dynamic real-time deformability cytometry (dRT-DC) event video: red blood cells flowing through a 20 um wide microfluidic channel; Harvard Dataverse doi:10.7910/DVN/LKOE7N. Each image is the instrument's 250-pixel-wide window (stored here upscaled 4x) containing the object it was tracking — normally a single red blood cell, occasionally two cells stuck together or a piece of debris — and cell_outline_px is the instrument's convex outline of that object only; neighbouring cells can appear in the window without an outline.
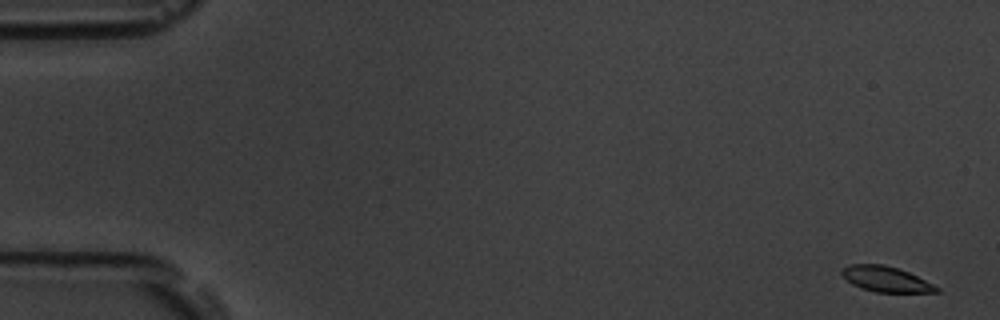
{"species": "common noctule bat (a hibernating species)", "species_latin": "Nyctalus noctula", "temperature_condition": "room temperature", "stored_images_in_passage": 43, "camera_frame_rate_fps": 3000, "um_per_image_px": 0.085, "animal": {"sex": "male", "body_mass_g": 19.5, "forearm_length_mm": 54.6}, "frame": {"image": 1, "passage_image": 1, "time_ms": 0.0, "image_size_px": [1000, 320], "cell_outline_px": [[940, 292], [876, 292], [860, 288], [852, 284], [840, 272], [844, 268], [852, 264], [884, 264], [908, 272], [940, 288]], "centroid_in_image_um": [75.3, 23.73], "position_along_channel_um": 9.7, "area_um2": 13.76}}
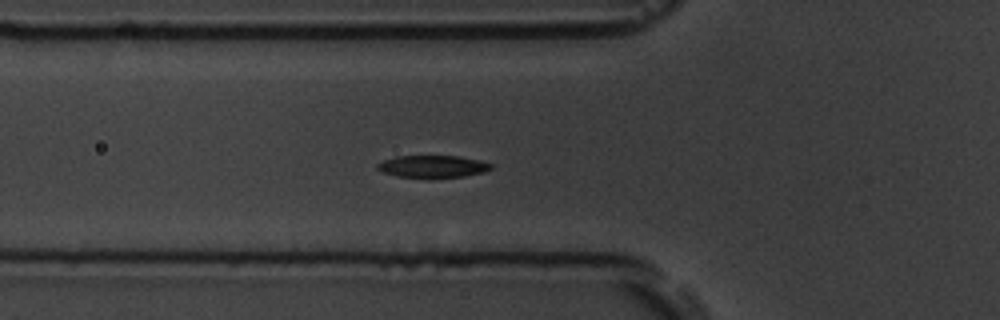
{"frame": {"image": 2, "passage_image": 19, "time_ms": 6.0, "image_size_px": [1000, 320], "cell_outline_px": [[492, 168], [484, 172], [464, 176], [396, 176], [384, 172], [376, 168], [376, 164], [384, 160], [396, 156], [460, 156], [480, 160], [492, 164]], "centroid_in_image_um": [36.79, 14.12], "position_along_channel_um": 89.0, "area_um2": 14.28}}
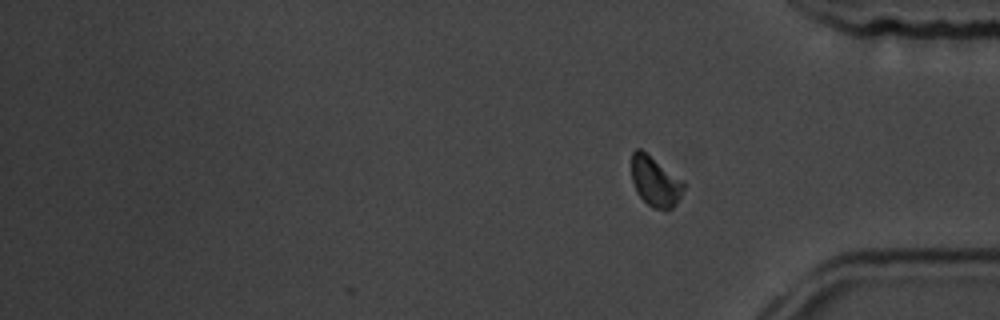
{"frame": {"image": 3, "passage_image": 43, "time_ms": 14.0, "image_size_px": [1000, 320], "cell_outline_px": [[684, 188], [676, 204], [668, 212], [652, 208], [636, 192], [632, 180], [632, 152], [636, 148], [640, 148], [684, 180]], "centroid_in_image_um": [55.71, 15.44], "position_along_channel_um": 379.5, "area_um2": 15.37}, "authors_computed_cell_mechanics": {"area_um2": 15.5482, "velocity_mm_per_s": 3.7212, "shape_relaxation_time_tau1_ms": 1.9975, "shape_relaxation_time_tau2_ms": 1.5112, "deformation_change_tau1": 0.1307, "deformation_change_tau2": 0.0607}}